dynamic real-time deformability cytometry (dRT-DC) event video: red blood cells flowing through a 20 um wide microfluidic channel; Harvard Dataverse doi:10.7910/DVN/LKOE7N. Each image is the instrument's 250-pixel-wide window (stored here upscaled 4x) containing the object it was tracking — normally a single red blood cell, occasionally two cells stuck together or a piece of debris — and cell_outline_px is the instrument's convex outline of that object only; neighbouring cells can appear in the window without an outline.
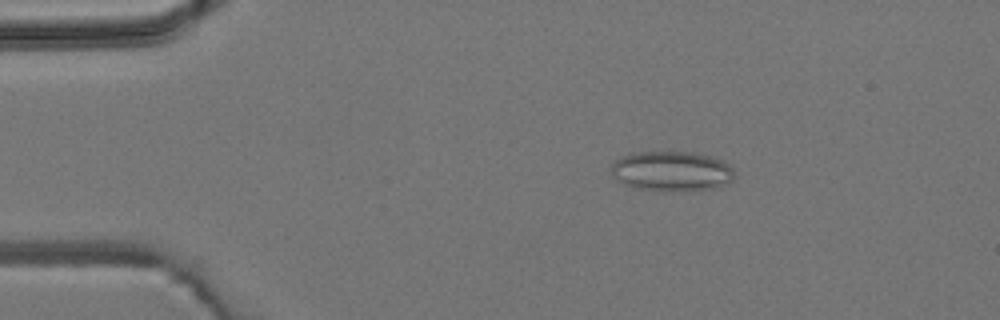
{"species": "common noctule bat (a hibernating species)", "species_latin": "Nyctalus noctula", "temperature_condition": "room temperature", "stored_images_in_passage": 4, "camera_frame_rate_fps": 3000, "um_per_image_px": 0.085, "animal": {"sex": "male", "body_mass_g": 19.2, "forearm_length_mm": 51.8}, "frame": {"image": 1, "passage_image": 2, "time_ms": 1.667, "image_size_px": [1000, 320], "cell_outline_px": [[736, 176], [732, 180], [720, 188], [664, 192], [632, 188], [624, 184], [612, 172], [612, 164], [620, 156], [632, 152], [692, 152], [724, 160], [736, 172]], "centroid_in_image_um": [57.13, 14.56], "position_along_channel_um": 27.9, "area_um2": 29.13}}